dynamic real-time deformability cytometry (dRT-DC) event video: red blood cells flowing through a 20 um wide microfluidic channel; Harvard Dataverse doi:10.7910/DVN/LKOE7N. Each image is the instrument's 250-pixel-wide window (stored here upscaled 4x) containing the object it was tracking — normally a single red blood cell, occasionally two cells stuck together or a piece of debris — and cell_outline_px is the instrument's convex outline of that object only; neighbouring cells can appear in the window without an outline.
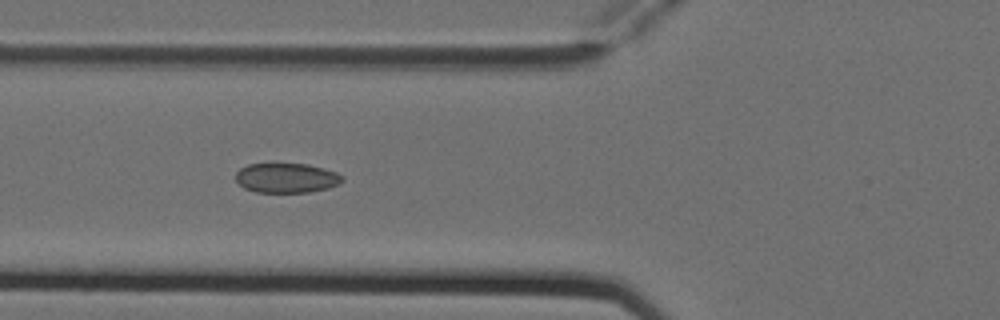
{"species": "Egyptian fruit bat (a non-hibernating species)", "species_latin": "Rousettus aegyptiacus", "temperature_condition": "cold", "stored_images_in_passage": 7, "camera_frame_rate_fps": 3000, "um_per_image_px": 0.085, "animal": {"sex": "female"}, "frame": {"image": 1, "passage_image": 5, "time_ms": 1.333, "image_size_px": [1000, 320], "cell_outline_px": [[344, 180], [328, 188], [308, 192], [256, 192], [244, 188], [236, 180], [236, 172], [240, 168], [248, 164], [272, 160], [308, 164], [324, 168], [336, 172], [344, 176]], "centroid_in_image_um": [24.31, 15.06], "position_along_channel_um": 101.5, "area_um2": 19.25}}
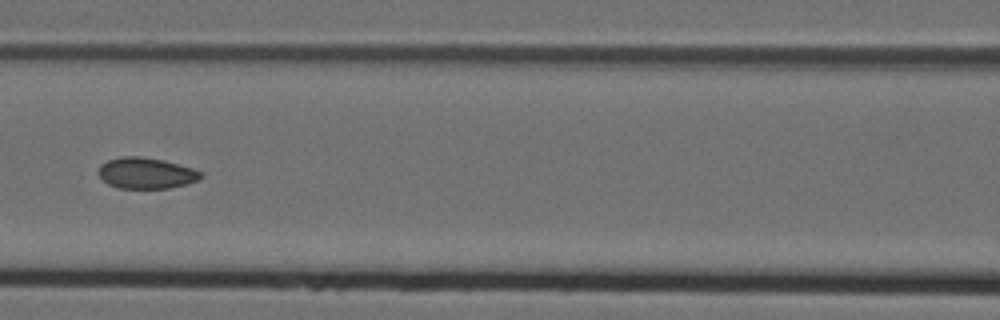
{"frame": {"image": 2, "passage_image": 6, "time_ms": 1.667, "image_size_px": [1000, 320], "cell_outline_px": [[204, 176], [200, 180], [168, 188], [120, 188], [108, 184], [96, 172], [100, 164], [108, 160], [124, 156], [140, 156], [164, 160], [192, 168], [204, 172]], "centroid_in_image_um": [12.43, 14.71], "position_along_channel_um": 154.2, "area_um2": 18.61}}
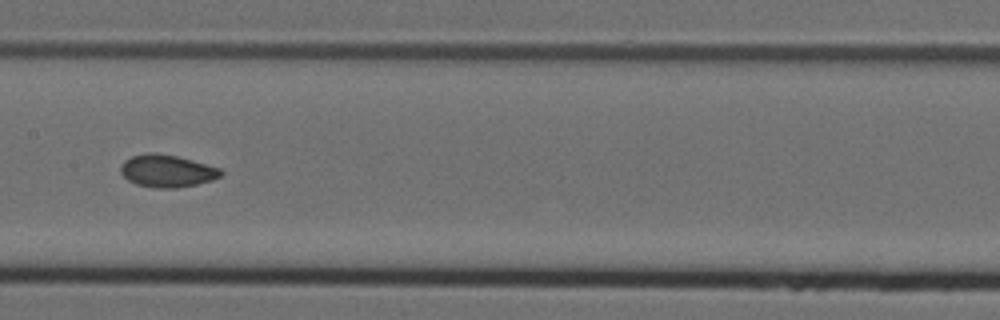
{"frame": {"image": 3, "passage_image": 7, "time_ms": 2.0, "image_size_px": [1000, 320], "cell_outline_px": [[224, 172], [220, 176], [212, 180], [196, 184], [176, 188], [152, 188], [136, 184], [128, 180], [120, 172], [120, 164], [124, 160], [132, 156], [148, 152], [156, 152], [176, 156], [192, 160], [220, 168]], "centroid_in_image_um": [14.17, 14.53], "position_along_channel_um": 193.2, "area_um2": 19.02}}